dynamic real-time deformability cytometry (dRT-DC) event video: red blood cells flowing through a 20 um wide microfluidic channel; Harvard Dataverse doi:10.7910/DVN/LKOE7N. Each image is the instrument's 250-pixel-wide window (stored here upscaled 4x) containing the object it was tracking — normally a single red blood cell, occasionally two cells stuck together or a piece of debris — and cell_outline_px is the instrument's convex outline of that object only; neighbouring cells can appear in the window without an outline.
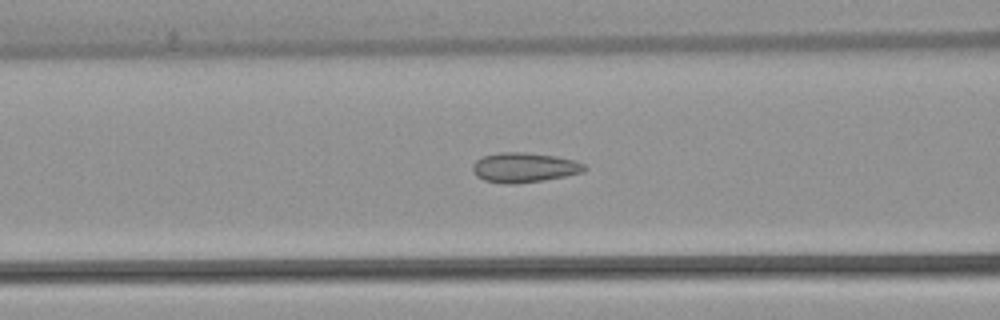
{"species": "common noctule bat (a hibernating species)", "species_latin": "Nyctalus noctula", "temperature_condition": "warm", "stored_images_in_passage": 51, "camera_frame_rate_fps": 3000, "um_per_image_px": 0.085, "animal": {"sex": "female", "body_mass_g": 22.7, "forearm_length_mm": 54.2}, "frame": {"image": 1, "passage_image": 20, "time_ms": 6.333, "image_size_px": [1000, 320], "cell_outline_px": [[588, 168], [584, 172], [544, 180], [516, 184], [504, 184], [484, 180], [476, 176], [472, 172], [472, 164], [476, 160], [484, 156], [500, 152], [524, 152], [556, 156], [576, 160], [584, 164]], "centroid_in_image_um": [44.56, 14.24], "position_along_channel_um": 122.0, "area_um2": 19.59}}
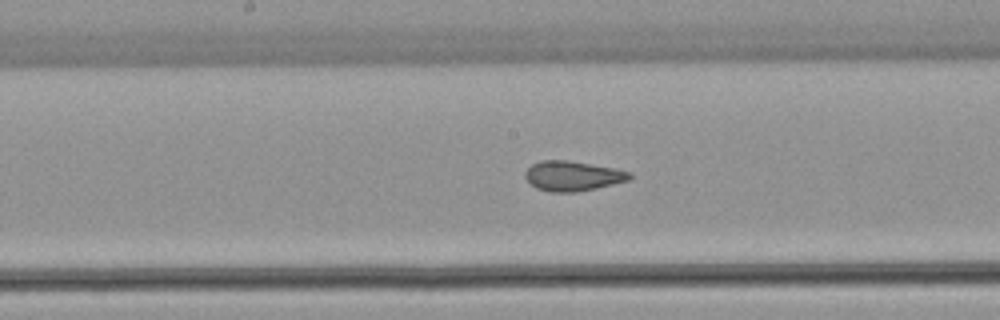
{"frame": {"image": 2, "passage_image": 26, "time_ms": 8.333, "image_size_px": [1000, 320], "cell_outline_px": [[632, 176], [628, 180], [596, 188], [576, 192], [548, 192], [536, 188], [524, 176], [524, 172], [532, 164], [540, 160], [568, 160], [616, 168], [632, 172]], "centroid_in_image_um": [48.67, 14.95], "position_along_channel_um": 199.5, "area_um2": 18.26}}
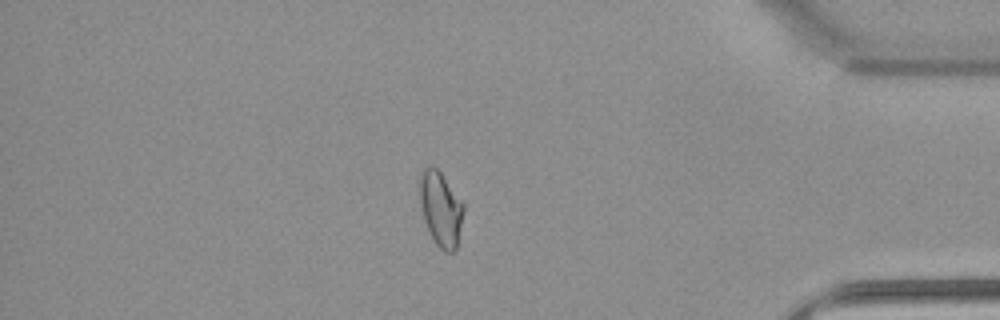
{"frame": {"image": 3, "passage_image": 44, "time_ms": 14.333, "image_size_px": [1000, 320], "cell_outline_px": [[464, 208], [456, 248], [452, 252], [444, 252], [436, 244], [428, 228], [424, 216], [420, 200], [420, 172], [428, 164], [432, 164], [440, 172], [464, 204]], "centroid_in_image_um": [37.46, 17.71], "position_along_channel_um": 397.7, "area_um2": 18.61}, "authors_computed_cell_mechanics": {"area_um2": 19.074, "velocity_mm_per_s": 3.8748, "shape_relaxation_time_tau1_ms": null, "shape_relaxation_time_tau2_ms": 1.2686, "deformation_change_tau1": null, "deformation_change_tau2": 0.0541}}